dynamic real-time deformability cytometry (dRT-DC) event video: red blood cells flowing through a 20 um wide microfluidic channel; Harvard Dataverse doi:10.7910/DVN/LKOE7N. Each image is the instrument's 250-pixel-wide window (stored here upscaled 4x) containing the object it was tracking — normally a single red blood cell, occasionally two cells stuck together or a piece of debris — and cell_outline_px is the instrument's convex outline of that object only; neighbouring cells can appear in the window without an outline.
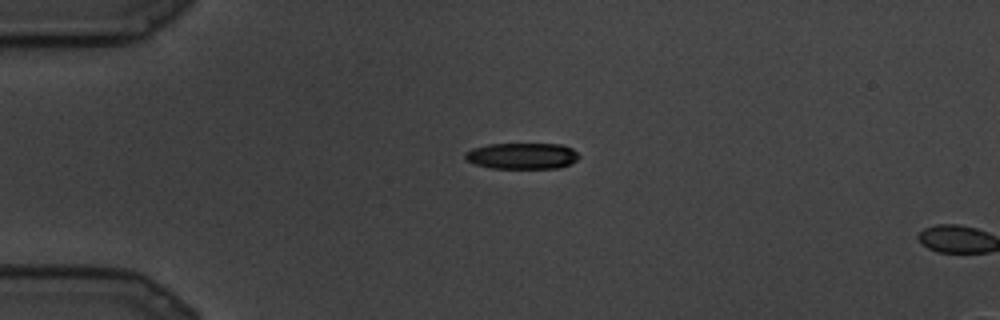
{"species": "common noctule bat (a hibernating species)", "species_latin": "Nyctalus noctula", "temperature_condition": "cold", "stored_images_in_passage": 3, "camera_frame_rate_fps": 3000, "um_per_image_px": 0.085, "animal": {"sex": "male", "body_mass_g": 19.5, "forearm_length_mm": 54.6}, "frame": {"image": 1, "passage_image": 1, "time_ms": 0.0, "image_size_px": [1000, 320], "cell_outline_px": [[580, 156], [572, 164], [560, 168], [492, 168], [476, 164], [464, 160], [464, 152], [472, 148], [488, 144], [564, 144], [572, 148]], "centroid_in_image_um": [44.38, 13.25], "position_along_channel_um": 40.6, "area_um2": 17.57}}